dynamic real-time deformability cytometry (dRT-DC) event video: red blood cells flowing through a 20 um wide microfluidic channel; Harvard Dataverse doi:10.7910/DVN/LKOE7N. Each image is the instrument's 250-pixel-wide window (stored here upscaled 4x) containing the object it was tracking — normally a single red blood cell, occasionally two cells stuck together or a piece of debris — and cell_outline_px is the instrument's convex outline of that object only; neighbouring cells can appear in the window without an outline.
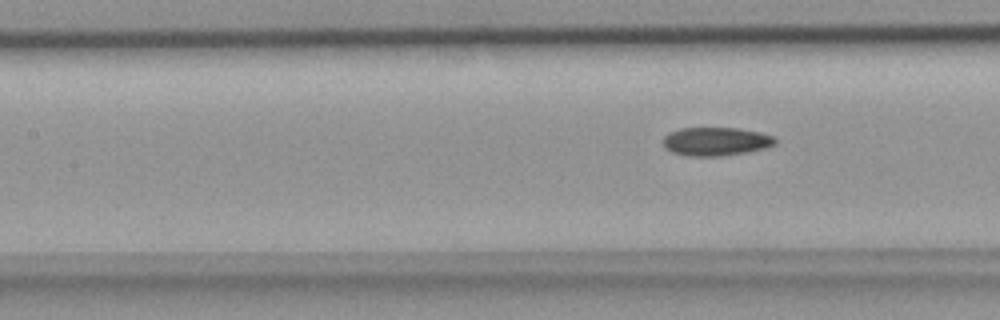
{"species": "common noctule bat (a hibernating species)", "species_latin": "Nyctalus noctula", "temperature_condition": "room temperature", "stored_images_in_passage": 7, "camera_frame_rate_fps": 3000, "um_per_image_px": 0.085, "animal": {"sex": "female", "body_mass_g": 18.4}, "frame": {"image": 1, "passage_image": 7, "time_ms": 2.0, "image_size_px": [1000, 320], "cell_outline_px": [[776, 144], [764, 148], [748, 152], [720, 156], [688, 156], [672, 152], [664, 148], [664, 136], [668, 132], [680, 128], [736, 128], [760, 132], [772, 136], [776, 140]], "centroid_in_image_um": [60.83, 12.02], "position_along_channel_um": 146.6, "area_um2": 18.61}}